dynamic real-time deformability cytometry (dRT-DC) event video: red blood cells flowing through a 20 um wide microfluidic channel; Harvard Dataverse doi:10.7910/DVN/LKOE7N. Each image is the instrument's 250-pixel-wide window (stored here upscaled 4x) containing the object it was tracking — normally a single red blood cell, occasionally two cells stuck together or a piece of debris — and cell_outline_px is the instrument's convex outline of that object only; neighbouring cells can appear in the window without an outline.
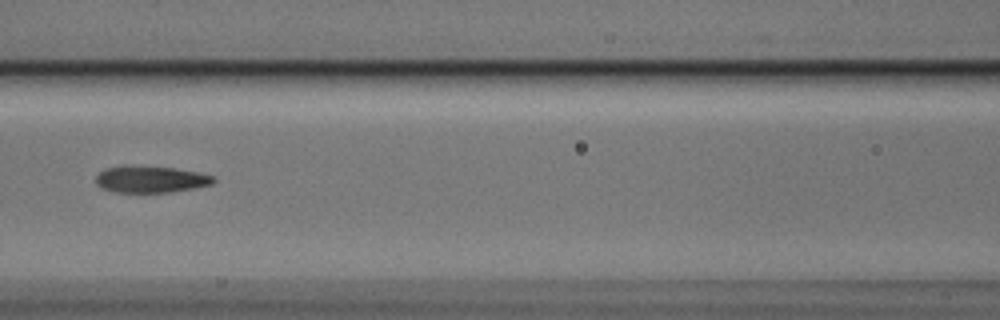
{"species": "Egyptian fruit bat (a non-hibernating species)", "species_latin": "Rousettus aegyptiacus", "temperature_condition": "cold", "stored_images_in_passage": 4, "camera_frame_rate_fps": 3000, "um_per_image_px": 0.085, "animal": {"sex": "male"}, "frame": {"image": 1, "passage_image": 4, "time_ms": 1.0, "image_size_px": [1000, 320], "cell_outline_px": [[216, 180], [212, 184], [196, 188], [172, 192], [116, 192], [100, 188], [96, 184], [96, 176], [104, 168], [124, 164], [172, 168], [196, 172], [212, 176]], "centroid_in_image_um": [12.75, 15.23], "position_along_channel_um": 153.8, "area_um2": 18.5}}